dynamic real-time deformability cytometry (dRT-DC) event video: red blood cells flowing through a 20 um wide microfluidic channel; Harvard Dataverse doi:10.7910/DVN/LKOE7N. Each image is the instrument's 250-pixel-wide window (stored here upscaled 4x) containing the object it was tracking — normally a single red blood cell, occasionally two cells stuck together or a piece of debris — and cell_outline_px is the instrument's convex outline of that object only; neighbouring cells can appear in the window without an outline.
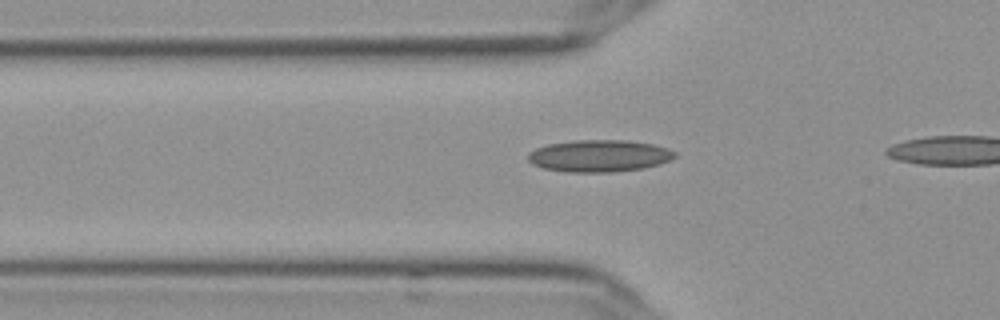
{"species": "Egyptian fruit bat (a non-hibernating species)", "species_latin": "Rousettus aegyptiacus", "temperature_condition": "cold", "stored_images_in_passage": 9, "camera_frame_rate_fps": 3000, "um_per_image_px": 0.085, "frame": {"image": 1, "passage_image": 3, "time_ms": 0.667, "image_size_px": [1000, 320], "cell_outline_px": [[676, 156], [668, 160], [656, 164], [640, 168], [612, 172], [568, 172], [544, 168], [532, 164], [528, 160], [528, 152], [536, 148], [548, 144], [572, 140], [628, 140], [652, 144], [668, 148], [676, 152]], "centroid_in_image_um": [50.89, 13.23], "position_along_channel_um": 74.9, "area_um2": 27.22}}
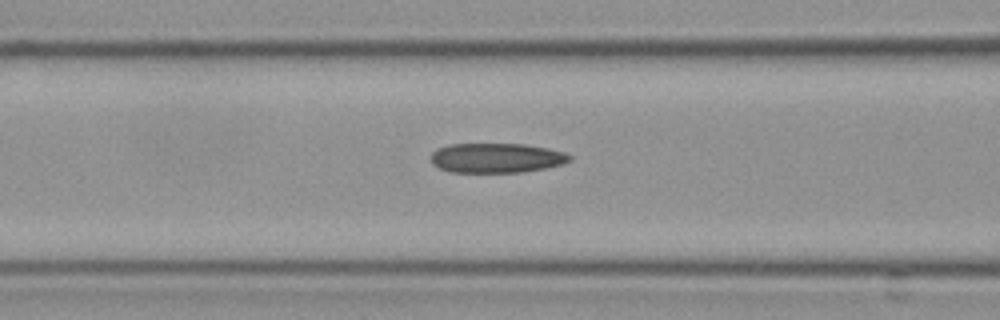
{"frame": {"image": 2, "passage_image": 7, "time_ms": 2.0, "image_size_px": [1000, 320], "cell_outline_px": [[572, 160], [564, 164], [544, 168], [520, 172], [448, 172], [432, 164], [432, 152], [436, 148], [448, 144], [524, 144], [548, 148], [564, 152], [572, 156]], "centroid_in_image_um": [42.2, 13.42], "position_along_channel_um": 124.4, "area_um2": 24.1}}